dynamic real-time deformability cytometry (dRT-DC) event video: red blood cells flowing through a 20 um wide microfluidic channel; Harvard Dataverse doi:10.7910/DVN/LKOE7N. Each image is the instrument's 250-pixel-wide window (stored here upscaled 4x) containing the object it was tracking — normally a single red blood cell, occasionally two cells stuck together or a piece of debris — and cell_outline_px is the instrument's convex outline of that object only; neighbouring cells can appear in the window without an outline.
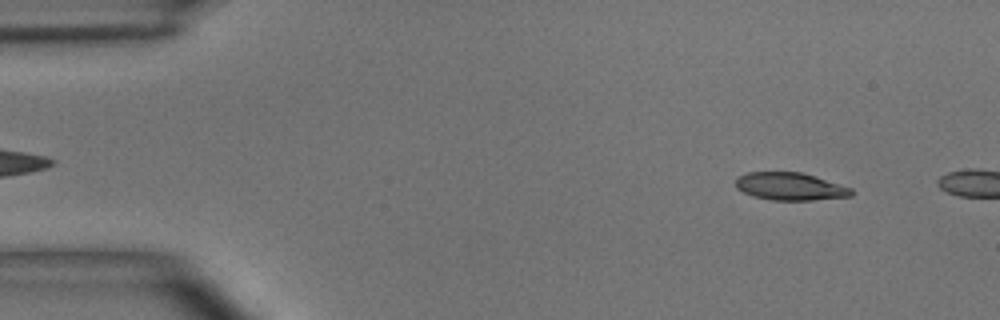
{"species": "common noctule bat (a hibernating species)", "species_latin": "Nyctalus noctula", "temperature_condition": "room temperature", "stored_images_in_passage": 3, "camera_frame_rate_fps": 3000, "um_per_image_px": 0.085, "animal": {"sex": "male", "body_mass_g": 15.6}, "frame": {"image": 1, "passage_image": 2, "time_ms": 1.333, "image_size_px": [1000, 320], "cell_outline_px": [[852, 196], [812, 200], [772, 200], [752, 196], [736, 188], [736, 176], [748, 172], [800, 172], [852, 188]], "centroid_in_image_um": [67.12, 15.85], "position_along_channel_um": 17.9, "area_um2": 18.5}}